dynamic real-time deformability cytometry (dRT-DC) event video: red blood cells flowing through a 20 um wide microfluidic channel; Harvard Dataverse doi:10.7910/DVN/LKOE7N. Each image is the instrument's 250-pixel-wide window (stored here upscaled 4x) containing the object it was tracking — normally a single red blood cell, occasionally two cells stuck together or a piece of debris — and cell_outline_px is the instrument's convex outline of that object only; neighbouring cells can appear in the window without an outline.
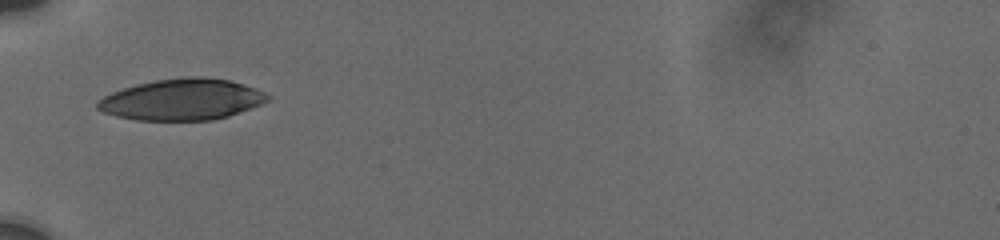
{"species": "human", "species_latin": "Homo sapiens", "temperature_condition": "cold", "stored_images_in_passage": 25, "camera_frame_rate_fps": 3000, "um_per_image_px": 0.085, "donor": {"sex": "male"}, "frame": {"image": 1, "passage_image": 1, "time_ms": 0.0, "image_size_px": [1000, 240], "cell_outline_px": [[272, 96], [268, 100], [260, 104], [228, 116], [212, 120], [136, 120], [116, 116], [104, 112], [96, 108], [96, 100], [112, 92], [136, 84], [156, 80], [180, 76], [200, 76], [228, 80], [244, 84], [256, 88]], "centroid_in_image_um": [15.45, 8.45], "position_along_channel_um": 69.5, "area_um2": 40.92}}
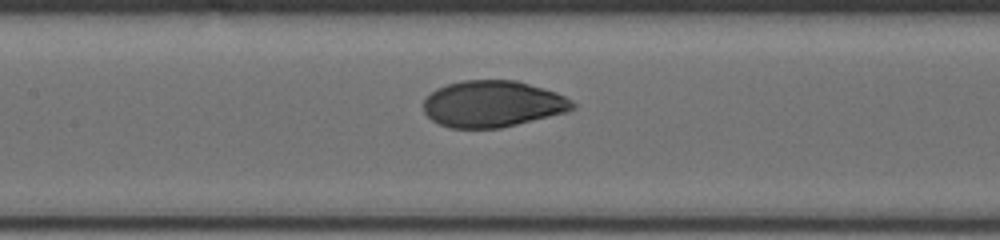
{"frame": {"image": 2, "passage_image": 11, "time_ms": 2.667, "image_size_px": [1000, 240], "cell_outline_px": [[576, 108], [568, 112], [500, 128], [448, 128], [432, 120], [424, 112], [424, 100], [436, 88], [460, 80], [516, 80], [556, 92], [572, 100], [576, 104]], "centroid_in_image_um": [41.89, 8.83], "position_along_channel_um": 165.5, "area_um2": 40.46}}
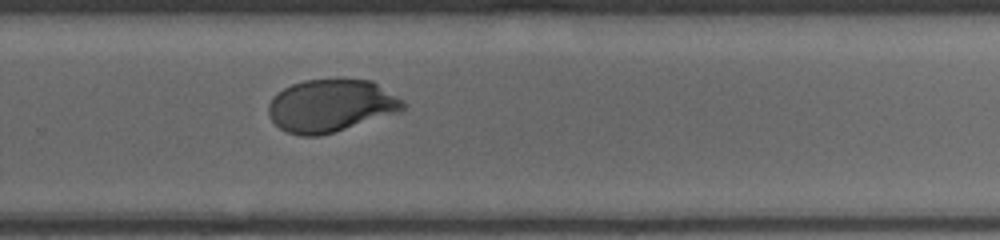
{"frame": {"image": 3, "passage_image": 25, "time_ms": 6.333, "image_size_px": [1000, 240], "cell_outline_px": [[408, 104], [400, 112], [320, 136], [300, 136], [288, 132], [280, 128], [268, 116], [268, 104], [272, 96], [284, 88], [292, 84], [304, 80], [372, 80]], "centroid_in_image_um": [28.11, 8.99], "position_along_channel_um": 301.7, "area_um2": 41.1}}